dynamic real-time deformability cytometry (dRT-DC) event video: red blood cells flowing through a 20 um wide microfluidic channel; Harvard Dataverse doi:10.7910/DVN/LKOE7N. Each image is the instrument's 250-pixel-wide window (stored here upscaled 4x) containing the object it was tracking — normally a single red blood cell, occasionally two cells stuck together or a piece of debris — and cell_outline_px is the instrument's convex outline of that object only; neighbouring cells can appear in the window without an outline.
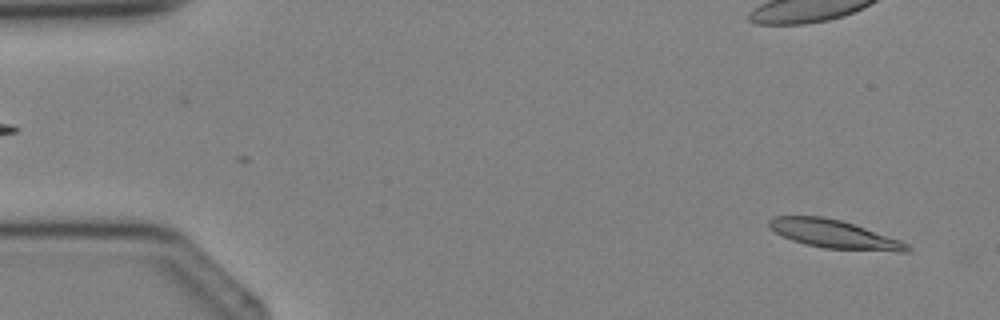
{"species": "Egyptian fruit bat (a non-hibernating species)", "species_latin": "Rousettus aegyptiacus", "temperature_condition": "cold", "stored_images_in_passage": 3, "camera_frame_rate_fps": 3000, "um_per_image_px": 0.085, "animal": {"sex": "female"}, "frame": {"image": 1, "passage_image": 3, "time_ms": 3.333, "image_size_px": [1000, 320], "cell_outline_px": [[912, 248], [908, 252], [896, 252], [824, 248], [792, 240], [776, 232], [768, 224], [768, 220], [772, 216], [820, 216], [840, 220], [900, 240], [908, 244]], "centroid_in_image_um": [70.93, 19.91], "position_along_channel_um": 14.1, "area_um2": 22.48}}